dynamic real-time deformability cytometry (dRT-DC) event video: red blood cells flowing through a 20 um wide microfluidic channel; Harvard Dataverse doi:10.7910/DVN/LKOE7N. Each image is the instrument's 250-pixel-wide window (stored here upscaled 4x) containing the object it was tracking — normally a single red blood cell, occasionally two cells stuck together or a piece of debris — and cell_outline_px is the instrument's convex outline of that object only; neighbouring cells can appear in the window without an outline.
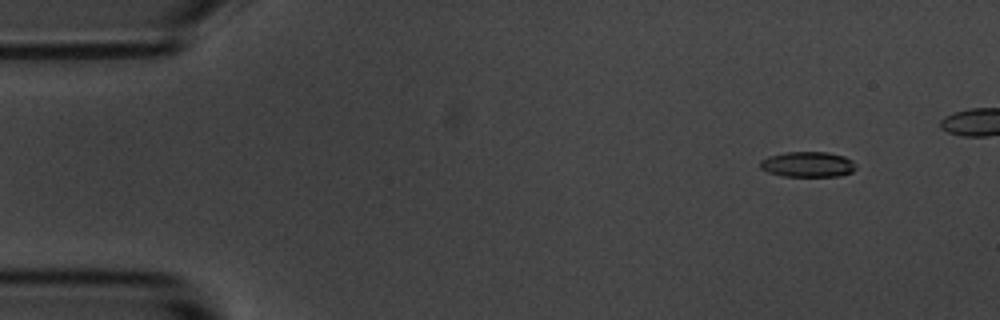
{"species": "common noctule bat (a hibernating species)", "species_latin": "Nyctalus noctula", "temperature_condition": "room temperature", "stored_images_in_passage": 46, "camera_frame_rate_fps": 3000, "um_per_image_px": 0.085, "animal": {"sex": "male", "body_mass_g": 20.1, "forearm_length_mm": 53.5}, "frame": {"image": 1, "passage_image": 2, "time_ms": 0.333, "image_size_px": [1000, 320], "cell_outline_px": [[856, 168], [852, 172], [840, 176], [784, 176], [768, 172], [760, 168], [760, 160], [768, 156], [784, 152], [828, 152], [844, 156], [852, 160]], "centroid_in_image_um": [68.65, 13.96], "position_along_channel_um": 16.4, "area_um2": 14.22}}
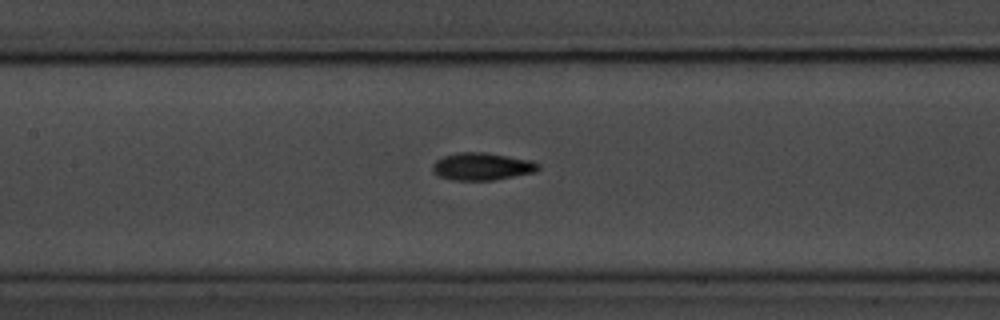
{"frame": {"image": 2, "passage_image": 22, "time_ms": 7.0, "image_size_px": [1000, 320], "cell_outline_px": [[540, 168], [536, 172], [492, 180], [452, 180], [440, 176], [432, 172], [432, 164], [436, 160], [444, 156], [460, 152], [484, 152], [532, 160], [540, 164]], "centroid_in_image_um": [40.98, 14.15], "position_along_channel_um": 166.4, "area_um2": 16.94}}
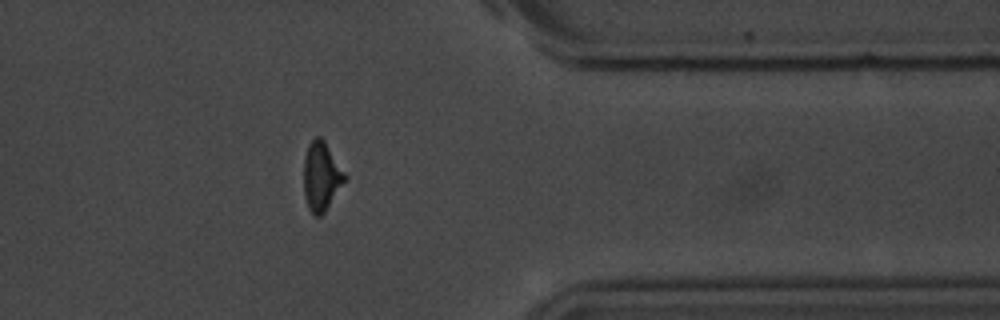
{"frame": {"image": 3, "passage_image": 41, "time_ms": 13.333, "image_size_px": [1000, 320], "cell_outline_px": [[348, 176], [324, 212], [320, 216], [316, 216], [308, 208], [304, 192], [304, 156], [308, 144], [316, 136], [320, 136], [324, 140]], "centroid_in_image_um": [27.31, 14.95], "position_along_channel_um": 384.1, "area_um2": 16.36}, "authors_computed_cell_mechanics": {"area_um2": 16.2707, "velocity_mm_per_s": 3.665, "shape_relaxation_time_tau1_ms": 2.8866, "shape_relaxation_time_tau2_ms": 4.1421, "deformation_change_tau1": 0.1297, "deformation_change_tau2": 0.1102}}